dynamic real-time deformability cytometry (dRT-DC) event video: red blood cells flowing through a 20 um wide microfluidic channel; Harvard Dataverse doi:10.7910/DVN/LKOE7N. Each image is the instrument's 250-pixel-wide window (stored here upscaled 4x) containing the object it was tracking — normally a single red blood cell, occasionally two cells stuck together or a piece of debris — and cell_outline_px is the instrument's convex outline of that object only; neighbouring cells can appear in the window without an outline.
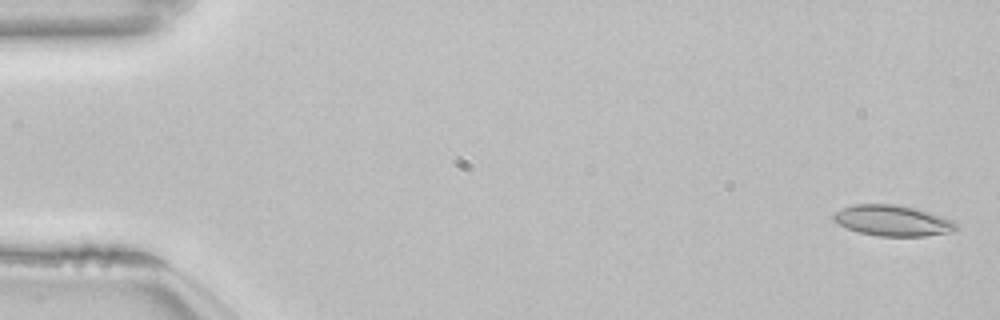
{"species": "common noctule bat (a hibernating species)", "species_latin": "Nyctalus noctula", "temperature_condition": "room temperature", "stored_images_in_passage": 55, "camera_frame_rate_fps": 3000, "um_per_image_px": 0.085, "animal": {"sex": "female", "body_mass_g": 22.7, "forearm_length_mm": 54.2}, "frame": {"image": 1, "passage_image": 2, "time_ms": 0.333, "image_size_px": [1000, 320], "cell_outline_px": [[956, 228], [952, 232], [924, 236], [880, 236], [860, 232], [848, 228], [832, 220], [832, 216], [836, 212], [844, 208], [856, 204], [896, 204], [916, 208], [952, 220], [956, 224]], "centroid_in_image_um": [75.87, 18.75], "position_along_channel_um": 9.1, "area_um2": 21.68}}
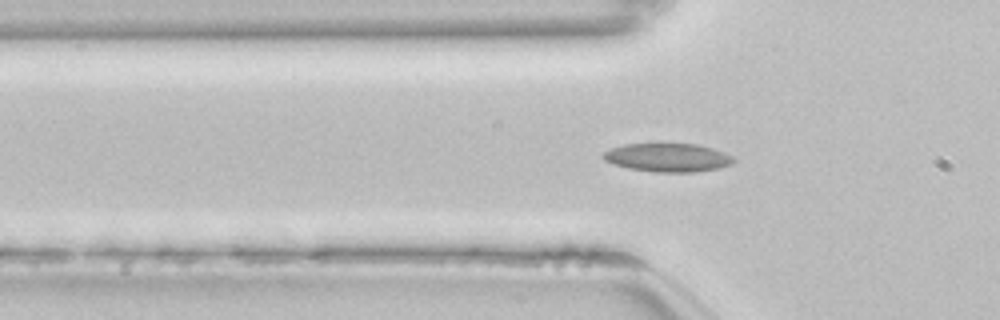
{"frame": {"image": 2, "passage_image": 18, "time_ms": 5.667, "image_size_px": [1000, 320], "cell_outline_px": [[736, 160], [732, 164], [720, 168], [696, 172], [656, 172], [628, 168], [612, 164], [604, 160], [600, 156], [604, 152], [612, 148], [624, 144], [696, 144], [712, 148], [724, 152], [732, 156]], "centroid_in_image_um": [56.76, 13.4], "position_along_channel_um": 69.0, "area_um2": 21.73}}
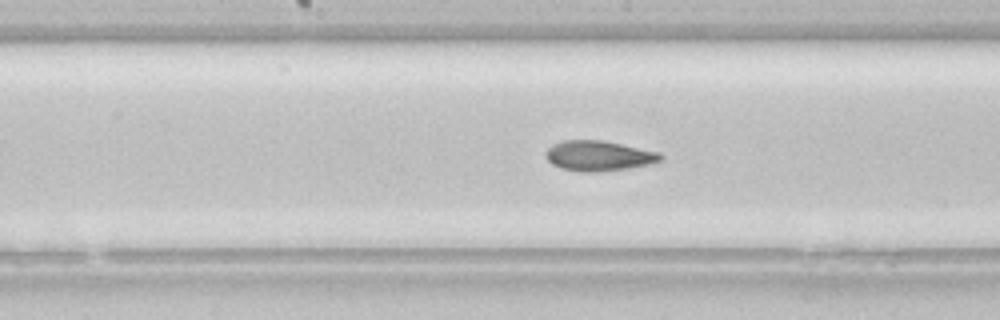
{"frame": {"image": 3, "passage_image": 28, "time_ms": 9.0, "image_size_px": [1000, 320], "cell_outline_px": [[664, 160], [652, 164], [628, 168], [596, 172], [580, 172], [560, 168], [552, 164], [544, 156], [544, 152], [552, 144], [564, 140], [600, 140], [660, 152], [664, 156]], "centroid_in_image_um": [50.89, 13.25], "position_along_channel_um": 197.3, "area_um2": 20.4}, "authors_computed_cell_mechanics": {"area_um2": 21.0392, "velocity_mm_per_s": 3.8369, "shape_relaxation_time_tau1_ms": null, "shape_relaxation_time_tau2_ms": 3.5121, "deformation_change_tau1": null, "deformation_change_tau2": 0.0903}}